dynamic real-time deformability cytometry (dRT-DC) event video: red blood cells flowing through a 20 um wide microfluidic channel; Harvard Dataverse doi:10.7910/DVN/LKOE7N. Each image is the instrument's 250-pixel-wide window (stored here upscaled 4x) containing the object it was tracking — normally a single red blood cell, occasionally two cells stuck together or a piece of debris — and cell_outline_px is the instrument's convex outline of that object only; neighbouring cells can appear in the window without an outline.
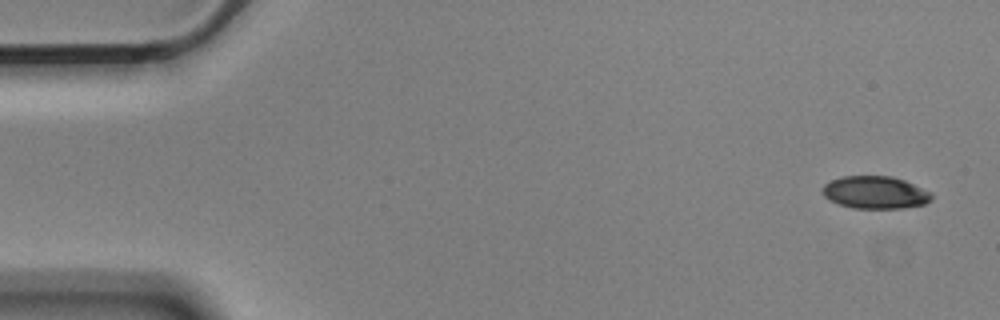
{"species": "Egyptian fruit bat (a non-hibernating species)", "species_latin": "Rousettus aegyptiacus", "temperature_condition": "cold", "stored_images_in_passage": 8, "camera_frame_rate_fps": 3000, "um_per_image_px": 0.085, "animal": {"sex": "male"}, "frame": {"image": 1, "passage_image": 1, "time_ms": 0.0, "image_size_px": [1000, 320], "cell_outline_px": [[932, 200], [924, 204], [904, 208], [852, 208], [840, 204], [824, 196], [820, 188], [824, 184], [840, 176], [892, 176], [904, 180], [932, 192]], "centroid_in_image_um": [74.4, 16.35], "position_along_channel_um": 10.6, "area_um2": 20.75}}
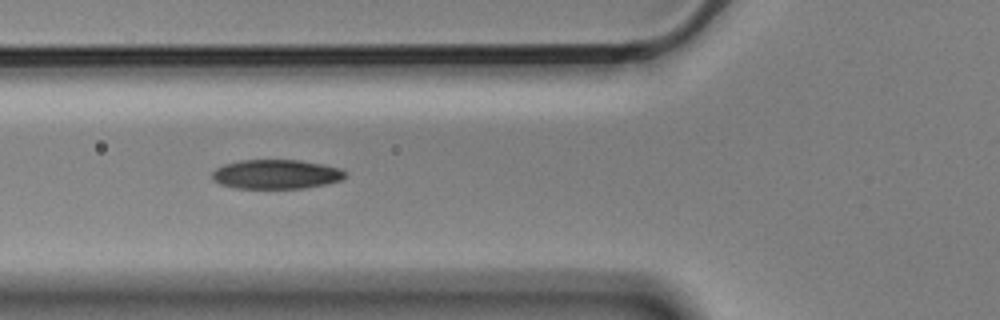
{"frame": {"image": 2, "passage_image": 6, "time_ms": 1.667, "image_size_px": [1000, 320], "cell_outline_px": [[344, 176], [340, 180], [324, 184], [300, 188], [236, 188], [220, 184], [212, 180], [212, 172], [216, 168], [224, 164], [240, 160], [300, 160], [324, 164], [340, 168], [344, 172]], "centroid_in_image_um": [23.42, 14.8], "position_along_channel_um": 102.4, "area_um2": 22.6}}
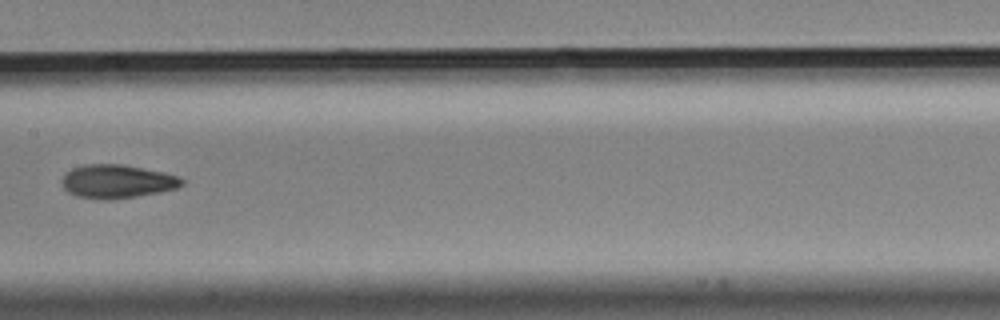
{"frame": {"image": 3, "passage_image": 8, "time_ms": 2.333, "image_size_px": [1000, 320], "cell_outline_px": [[184, 184], [176, 188], [160, 192], [136, 196], [108, 200], [100, 200], [76, 196], [68, 192], [64, 188], [60, 180], [72, 168], [84, 164], [120, 164], [164, 172], [180, 176], [184, 180]], "centroid_in_image_um": [9.95, 15.42], "position_along_channel_um": 197.5, "area_um2": 23.52}}